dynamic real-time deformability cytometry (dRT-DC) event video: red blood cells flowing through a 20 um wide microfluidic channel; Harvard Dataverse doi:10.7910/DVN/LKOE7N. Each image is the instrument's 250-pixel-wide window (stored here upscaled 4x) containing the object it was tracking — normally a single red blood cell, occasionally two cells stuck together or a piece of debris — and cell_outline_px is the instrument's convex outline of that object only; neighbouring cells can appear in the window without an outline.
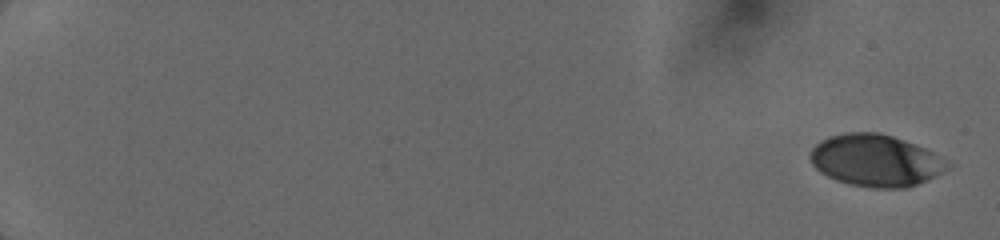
{"species": "human", "species_latin": "Homo sapiens", "temperature_condition": "cold", "stored_images_in_passage": 7, "camera_frame_rate_fps": 3000, "um_per_image_px": 0.085, "donor": {"sex": "female"}, "frame": {"image": 1, "passage_image": 1, "time_ms": 0.0, "image_size_px": [1000, 240], "cell_outline_px": [[948, 168], [908, 188], [868, 188], [848, 184], [836, 180], [820, 172], [812, 164], [808, 156], [812, 148], [820, 140], [828, 136], [848, 132], [876, 132], [892, 136], [904, 140], [924, 148], [932, 152], [948, 164]], "centroid_in_image_um": [74.33, 13.64], "position_along_channel_um": 10.7, "area_um2": 41.15}}